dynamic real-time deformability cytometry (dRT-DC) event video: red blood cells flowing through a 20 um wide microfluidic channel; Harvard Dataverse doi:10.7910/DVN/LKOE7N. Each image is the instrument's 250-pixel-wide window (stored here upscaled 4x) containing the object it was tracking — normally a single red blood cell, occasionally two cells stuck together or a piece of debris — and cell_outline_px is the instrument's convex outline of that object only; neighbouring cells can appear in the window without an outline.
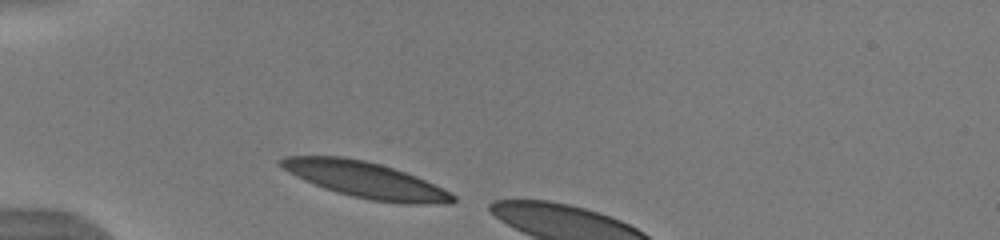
{"species": "human", "species_latin": "Homo sapiens", "temperature_condition": "warm", "stored_images_in_passage": 6, "camera_frame_rate_fps": 3000, "um_per_image_px": 0.085, "donor": {"sex": "male"}, "frame": {"image": 1, "passage_image": 1, "time_ms": 0.0, "image_size_px": [1000, 240], "cell_outline_px": [[456, 200], [452, 204], [412, 204], [372, 200], [352, 196], [336, 192], [324, 188], [304, 180], [288, 172], [276, 160], [284, 156], [344, 156], [364, 160], [380, 164], [416, 176], [452, 192], [456, 196]], "centroid_in_image_um": [31.09, 15.29], "position_along_channel_um": 53.9, "area_um2": 36.01}}